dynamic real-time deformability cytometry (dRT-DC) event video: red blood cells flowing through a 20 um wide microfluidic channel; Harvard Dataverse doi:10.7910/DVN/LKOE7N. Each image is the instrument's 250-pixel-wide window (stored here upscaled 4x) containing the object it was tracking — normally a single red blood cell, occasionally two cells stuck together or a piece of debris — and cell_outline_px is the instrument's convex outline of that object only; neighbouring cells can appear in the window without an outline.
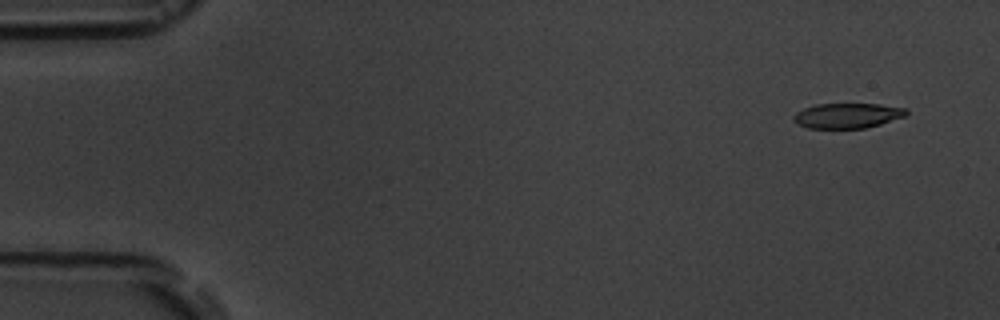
{"species": "common noctule bat (a hibernating species)", "species_latin": "Nyctalus noctula", "temperature_condition": "room temperature", "stored_images_in_passage": 5, "segment_of_instrument_passage": [1, 2], "camera_frame_rate_fps": 3000, "um_per_image_px": 0.085, "animal": {"sex": "male", "body_mass_g": 19.5, "forearm_length_mm": 54.6}, "frame": {"image": 1, "passage_image": 1, "time_ms": 0.0, "image_size_px": [1000, 320], "cell_outline_px": [[908, 112], [904, 116], [880, 124], [864, 128], [808, 128], [792, 120], [792, 116], [796, 112], [804, 108], [816, 104], [880, 104], [904, 108]], "centroid_in_image_um": [71.99, 9.82], "position_along_channel_um": 13.0, "area_um2": 16.3}}